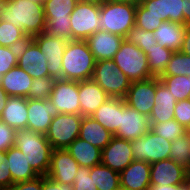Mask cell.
Here are the masks:
<instances>
[{
    "label": "cell",
    "instance_id": "cell-1",
    "mask_svg": "<svg viewBox=\"0 0 190 190\" xmlns=\"http://www.w3.org/2000/svg\"><path fill=\"white\" fill-rule=\"evenodd\" d=\"M0 20L21 29L28 38L45 32L43 4L27 0H5Z\"/></svg>",
    "mask_w": 190,
    "mask_h": 190
},
{
    "label": "cell",
    "instance_id": "cell-2",
    "mask_svg": "<svg viewBox=\"0 0 190 190\" xmlns=\"http://www.w3.org/2000/svg\"><path fill=\"white\" fill-rule=\"evenodd\" d=\"M15 146L39 176H47L53 148L45 134L27 128L16 130Z\"/></svg>",
    "mask_w": 190,
    "mask_h": 190
},
{
    "label": "cell",
    "instance_id": "cell-3",
    "mask_svg": "<svg viewBox=\"0 0 190 190\" xmlns=\"http://www.w3.org/2000/svg\"><path fill=\"white\" fill-rule=\"evenodd\" d=\"M95 63L86 40H69L63 55L62 79L77 82L92 79Z\"/></svg>",
    "mask_w": 190,
    "mask_h": 190
},
{
    "label": "cell",
    "instance_id": "cell-4",
    "mask_svg": "<svg viewBox=\"0 0 190 190\" xmlns=\"http://www.w3.org/2000/svg\"><path fill=\"white\" fill-rule=\"evenodd\" d=\"M137 1L118 0L100 5L101 30L126 38L135 26Z\"/></svg>",
    "mask_w": 190,
    "mask_h": 190
},
{
    "label": "cell",
    "instance_id": "cell-5",
    "mask_svg": "<svg viewBox=\"0 0 190 190\" xmlns=\"http://www.w3.org/2000/svg\"><path fill=\"white\" fill-rule=\"evenodd\" d=\"M112 60L131 82L153 77L149 71L146 54L126 39L123 40Z\"/></svg>",
    "mask_w": 190,
    "mask_h": 190
},
{
    "label": "cell",
    "instance_id": "cell-6",
    "mask_svg": "<svg viewBox=\"0 0 190 190\" xmlns=\"http://www.w3.org/2000/svg\"><path fill=\"white\" fill-rule=\"evenodd\" d=\"M79 0H47L43 4L45 32L55 37L72 40L70 15Z\"/></svg>",
    "mask_w": 190,
    "mask_h": 190
},
{
    "label": "cell",
    "instance_id": "cell-7",
    "mask_svg": "<svg viewBox=\"0 0 190 190\" xmlns=\"http://www.w3.org/2000/svg\"><path fill=\"white\" fill-rule=\"evenodd\" d=\"M92 79L112 98L124 99L131 85L112 59L96 61Z\"/></svg>",
    "mask_w": 190,
    "mask_h": 190
},
{
    "label": "cell",
    "instance_id": "cell-8",
    "mask_svg": "<svg viewBox=\"0 0 190 190\" xmlns=\"http://www.w3.org/2000/svg\"><path fill=\"white\" fill-rule=\"evenodd\" d=\"M82 118L81 114L64 113L53 117L45 134L53 149H66L78 138Z\"/></svg>",
    "mask_w": 190,
    "mask_h": 190
},
{
    "label": "cell",
    "instance_id": "cell-9",
    "mask_svg": "<svg viewBox=\"0 0 190 190\" xmlns=\"http://www.w3.org/2000/svg\"><path fill=\"white\" fill-rule=\"evenodd\" d=\"M100 5L79 0L70 15L72 40H86L101 30Z\"/></svg>",
    "mask_w": 190,
    "mask_h": 190
},
{
    "label": "cell",
    "instance_id": "cell-10",
    "mask_svg": "<svg viewBox=\"0 0 190 190\" xmlns=\"http://www.w3.org/2000/svg\"><path fill=\"white\" fill-rule=\"evenodd\" d=\"M171 141L157 135L151 130L143 137L131 141V151L135 161L154 163L169 159Z\"/></svg>",
    "mask_w": 190,
    "mask_h": 190
},
{
    "label": "cell",
    "instance_id": "cell-11",
    "mask_svg": "<svg viewBox=\"0 0 190 190\" xmlns=\"http://www.w3.org/2000/svg\"><path fill=\"white\" fill-rule=\"evenodd\" d=\"M48 60V77L62 79V61L69 40L43 32L31 37Z\"/></svg>",
    "mask_w": 190,
    "mask_h": 190
},
{
    "label": "cell",
    "instance_id": "cell-12",
    "mask_svg": "<svg viewBox=\"0 0 190 190\" xmlns=\"http://www.w3.org/2000/svg\"><path fill=\"white\" fill-rule=\"evenodd\" d=\"M150 127L149 116L129 107L124 99L120 100V126L114 136L132 141L143 137Z\"/></svg>",
    "mask_w": 190,
    "mask_h": 190
},
{
    "label": "cell",
    "instance_id": "cell-13",
    "mask_svg": "<svg viewBox=\"0 0 190 190\" xmlns=\"http://www.w3.org/2000/svg\"><path fill=\"white\" fill-rule=\"evenodd\" d=\"M79 82L55 79L49 100L59 113L80 114Z\"/></svg>",
    "mask_w": 190,
    "mask_h": 190
},
{
    "label": "cell",
    "instance_id": "cell-14",
    "mask_svg": "<svg viewBox=\"0 0 190 190\" xmlns=\"http://www.w3.org/2000/svg\"><path fill=\"white\" fill-rule=\"evenodd\" d=\"M155 92L156 77L131 82L124 100L129 107L150 116L152 107L154 106Z\"/></svg>",
    "mask_w": 190,
    "mask_h": 190
},
{
    "label": "cell",
    "instance_id": "cell-15",
    "mask_svg": "<svg viewBox=\"0 0 190 190\" xmlns=\"http://www.w3.org/2000/svg\"><path fill=\"white\" fill-rule=\"evenodd\" d=\"M38 45L29 38L18 48L17 66L33 79L48 77V63Z\"/></svg>",
    "mask_w": 190,
    "mask_h": 190
},
{
    "label": "cell",
    "instance_id": "cell-16",
    "mask_svg": "<svg viewBox=\"0 0 190 190\" xmlns=\"http://www.w3.org/2000/svg\"><path fill=\"white\" fill-rule=\"evenodd\" d=\"M136 14H152L163 21L184 24L183 0H140Z\"/></svg>",
    "mask_w": 190,
    "mask_h": 190
},
{
    "label": "cell",
    "instance_id": "cell-17",
    "mask_svg": "<svg viewBox=\"0 0 190 190\" xmlns=\"http://www.w3.org/2000/svg\"><path fill=\"white\" fill-rule=\"evenodd\" d=\"M27 129L46 134L53 117L59 114L51 100L27 98Z\"/></svg>",
    "mask_w": 190,
    "mask_h": 190
},
{
    "label": "cell",
    "instance_id": "cell-18",
    "mask_svg": "<svg viewBox=\"0 0 190 190\" xmlns=\"http://www.w3.org/2000/svg\"><path fill=\"white\" fill-rule=\"evenodd\" d=\"M133 160L131 141L116 136H113L102 150L101 164L118 173L122 172Z\"/></svg>",
    "mask_w": 190,
    "mask_h": 190
},
{
    "label": "cell",
    "instance_id": "cell-19",
    "mask_svg": "<svg viewBox=\"0 0 190 190\" xmlns=\"http://www.w3.org/2000/svg\"><path fill=\"white\" fill-rule=\"evenodd\" d=\"M79 166L67 149H53L47 177L57 183L73 184Z\"/></svg>",
    "mask_w": 190,
    "mask_h": 190
},
{
    "label": "cell",
    "instance_id": "cell-20",
    "mask_svg": "<svg viewBox=\"0 0 190 190\" xmlns=\"http://www.w3.org/2000/svg\"><path fill=\"white\" fill-rule=\"evenodd\" d=\"M150 165V185L186 184L188 172L174 160H161Z\"/></svg>",
    "mask_w": 190,
    "mask_h": 190
},
{
    "label": "cell",
    "instance_id": "cell-21",
    "mask_svg": "<svg viewBox=\"0 0 190 190\" xmlns=\"http://www.w3.org/2000/svg\"><path fill=\"white\" fill-rule=\"evenodd\" d=\"M124 39L122 36L99 30L89 36L86 41L95 61H99L113 59Z\"/></svg>",
    "mask_w": 190,
    "mask_h": 190
},
{
    "label": "cell",
    "instance_id": "cell-22",
    "mask_svg": "<svg viewBox=\"0 0 190 190\" xmlns=\"http://www.w3.org/2000/svg\"><path fill=\"white\" fill-rule=\"evenodd\" d=\"M150 163L133 160L120 172L121 190H148L150 187Z\"/></svg>",
    "mask_w": 190,
    "mask_h": 190
},
{
    "label": "cell",
    "instance_id": "cell-23",
    "mask_svg": "<svg viewBox=\"0 0 190 190\" xmlns=\"http://www.w3.org/2000/svg\"><path fill=\"white\" fill-rule=\"evenodd\" d=\"M111 98L93 79L79 81L80 114L91 116L100 105Z\"/></svg>",
    "mask_w": 190,
    "mask_h": 190
},
{
    "label": "cell",
    "instance_id": "cell-24",
    "mask_svg": "<svg viewBox=\"0 0 190 190\" xmlns=\"http://www.w3.org/2000/svg\"><path fill=\"white\" fill-rule=\"evenodd\" d=\"M177 100L169 89L156 77V92L152 107L150 122H166L174 119V108Z\"/></svg>",
    "mask_w": 190,
    "mask_h": 190
},
{
    "label": "cell",
    "instance_id": "cell-25",
    "mask_svg": "<svg viewBox=\"0 0 190 190\" xmlns=\"http://www.w3.org/2000/svg\"><path fill=\"white\" fill-rule=\"evenodd\" d=\"M32 83L33 78L18 66L13 67L0 77V85L9 97L18 96L28 98Z\"/></svg>",
    "mask_w": 190,
    "mask_h": 190
},
{
    "label": "cell",
    "instance_id": "cell-26",
    "mask_svg": "<svg viewBox=\"0 0 190 190\" xmlns=\"http://www.w3.org/2000/svg\"><path fill=\"white\" fill-rule=\"evenodd\" d=\"M185 32L186 25L178 22L163 21L154 31V35L158 45L175 52L182 47Z\"/></svg>",
    "mask_w": 190,
    "mask_h": 190
},
{
    "label": "cell",
    "instance_id": "cell-27",
    "mask_svg": "<svg viewBox=\"0 0 190 190\" xmlns=\"http://www.w3.org/2000/svg\"><path fill=\"white\" fill-rule=\"evenodd\" d=\"M27 98L11 96L8 98L0 119L10 127L19 130L27 128Z\"/></svg>",
    "mask_w": 190,
    "mask_h": 190
},
{
    "label": "cell",
    "instance_id": "cell-28",
    "mask_svg": "<svg viewBox=\"0 0 190 190\" xmlns=\"http://www.w3.org/2000/svg\"><path fill=\"white\" fill-rule=\"evenodd\" d=\"M7 165L10 169L13 184L35 179L39 175L33 170L28 160L16 146L6 151Z\"/></svg>",
    "mask_w": 190,
    "mask_h": 190
},
{
    "label": "cell",
    "instance_id": "cell-29",
    "mask_svg": "<svg viewBox=\"0 0 190 190\" xmlns=\"http://www.w3.org/2000/svg\"><path fill=\"white\" fill-rule=\"evenodd\" d=\"M113 136V133L104 128L93 117L85 116L82 118L78 136L82 140L103 150Z\"/></svg>",
    "mask_w": 190,
    "mask_h": 190
},
{
    "label": "cell",
    "instance_id": "cell-30",
    "mask_svg": "<svg viewBox=\"0 0 190 190\" xmlns=\"http://www.w3.org/2000/svg\"><path fill=\"white\" fill-rule=\"evenodd\" d=\"M66 149L82 167L92 168L93 166L101 164L102 150L79 137Z\"/></svg>",
    "mask_w": 190,
    "mask_h": 190
},
{
    "label": "cell",
    "instance_id": "cell-31",
    "mask_svg": "<svg viewBox=\"0 0 190 190\" xmlns=\"http://www.w3.org/2000/svg\"><path fill=\"white\" fill-rule=\"evenodd\" d=\"M121 99L122 98H109L91 115V117L113 134L120 126Z\"/></svg>",
    "mask_w": 190,
    "mask_h": 190
},
{
    "label": "cell",
    "instance_id": "cell-32",
    "mask_svg": "<svg viewBox=\"0 0 190 190\" xmlns=\"http://www.w3.org/2000/svg\"><path fill=\"white\" fill-rule=\"evenodd\" d=\"M90 177L98 190H121L120 173L108 166L98 164L90 168Z\"/></svg>",
    "mask_w": 190,
    "mask_h": 190
},
{
    "label": "cell",
    "instance_id": "cell-33",
    "mask_svg": "<svg viewBox=\"0 0 190 190\" xmlns=\"http://www.w3.org/2000/svg\"><path fill=\"white\" fill-rule=\"evenodd\" d=\"M172 54V50L158 44L149 49L146 56L148 59L149 71L153 77H160L164 73L166 65L170 61Z\"/></svg>",
    "mask_w": 190,
    "mask_h": 190
},
{
    "label": "cell",
    "instance_id": "cell-34",
    "mask_svg": "<svg viewBox=\"0 0 190 190\" xmlns=\"http://www.w3.org/2000/svg\"><path fill=\"white\" fill-rule=\"evenodd\" d=\"M169 159L190 172V134L186 132L171 142Z\"/></svg>",
    "mask_w": 190,
    "mask_h": 190
},
{
    "label": "cell",
    "instance_id": "cell-35",
    "mask_svg": "<svg viewBox=\"0 0 190 190\" xmlns=\"http://www.w3.org/2000/svg\"><path fill=\"white\" fill-rule=\"evenodd\" d=\"M28 39L21 29L0 20V46L19 48Z\"/></svg>",
    "mask_w": 190,
    "mask_h": 190
},
{
    "label": "cell",
    "instance_id": "cell-36",
    "mask_svg": "<svg viewBox=\"0 0 190 190\" xmlns=\"http://www.w3.org/2000/svg\"><path fill=\"white\" fill-rule=\"evenodd\" d=\"M160 81L169 89L177 101L189 99L190 76H160Z\"/></svg>",
    "mask_w": 190,
    "mask_h": 190
},
{
    "label": "cell",
    "instance_id": "cell-37",
    "mask_svg": "<svg viewBox=\"0 0 190 190\" xmlns=\"http://www.w3.org/2000/svg\"><path fill=\"white\" fill-rule=\"evenodd\" d=\"M150 130L168 141H174L186 133V128L172 119L164 122H150Z\"/></svg>",
    "mask_w": 190,
    "mask_h": 190
},
{
    "label": "cell",
    "instance_id": "cell-38",
    "mask_svg": "<svg viewBox=\"0 0 190 190\" xmlns=\"http://www.w3.org/2000/svg\"><path fill=\"white\" fill-rule=\"evenodd\" d=\"M190 76V56L175 51L167 63L164 73L161 76Z\"/></svg>",
    "mask_w": 190,
    "mask_h": 190
},
{
    "label": "cell",
    "instance_id": "cell-39",
    "mask_svg": "<svg viewBox=\"0 0 190 190\" xmlns=\"http://www.w3.org/2000/svg\"><path fill=\"white\" fill-rule=\"evenodd\" d=\"M125 39L139 47L145 54L149 52V49L158 43L154 32L145 31L137 26H134L129 31Z\"/></svg>",
    "mask_w": 190,
    "mask_h": 190
},
{
    "label": "cell",
    "instance_id": "cell-40",
    "mask_svg": "<svg viewBox=\"0 0 190 190\" xmlns=\"http://www.w3.org/2000/svg\"><path fill=\"white\" fill-rule=\"evenodd\" d=\"M54 81L55 79L53 77L33 79V83L31 84V88L29 89L28 98L38 100L49 99Z\"/></svg>",
    "mask_w": 190,
    "mask_h": 190
},
{
    "label": "cell",
    "instance_id": "cell-41",
    "mask_svg": "<svg viewBox=\"0 0 190 190\" xmlns=\"http://www.w3.org/2000/svg\"><path fill=\"white\" fill-rule=\"evenodd\" d=\"M18 48L0 46V77L17 66Z\"/></svg>",
    "mask_w": 190,
    "mask_h": 190
},
{
    "label": "cell",
    "instance_id": "cell-42",
    "mask_svg": "<svg viewBox=\"0 0 190 190\" xmlns=\"http://www.w3.org/2000/svg\"><path fill=\"white\" fill-rule=\"evenodd\" d=\"M73 190H98L90 177V168L79 166L73 181Z\"/></svg>",
    "mask_w": 190,
    "mask_h": 190
},
{
    "label": "cell",
    "instance_id": "cell-43",
    "mask_svg": "<svg viewBox=\"0 0 190 190\" xmlns=\"http://www.w3.org/2000/svg\"><path fill=\"white\" fill-rule=\"evenodd\" d=\"M16 129L10 127L0 119V151L6 152L15 146Z\"/></svg>",
    "mask_w": 190,
    "mask_h": 190
},
{
    "label": "cell",
    "instance_id": "cell-44",
    "mask_svg": "<svg viewBox=\"0 0 190 190\" xmlns=\"http://www.w3.org/2000/svg\"><path fill=\"white\" fill-rule=\"evenodd\" d=\"M174 120L187 128L190 124V101L184 99L177 101L174 108Z\"/></svg>",
    "mask_w": 190,
    "mask_h": 190
},
{
    "label": "cell",
    "instance_id": "cell-45",
    "mask_svg": "<svg viewBox=\"0 0 190 190\" xmlns=\"http://www.w3.org/2000/svg\"><path fill=\"white\" fill-rule=\"evenodd\" d=\"M162 21L152 14H136L135 26L145 30L154 32Z\"/></svg>",
    "mask_w": 190,
    "mask_h": 190
},
{
    "label": "cell",
    "instance_id": "cell-46",
    "mask_svg": "<svg viewBox=\"0 0 190 190\" xmlns=\"http://www.w3.org/2000/svg\"><path fill=\"white\" fill-rule=\"evenodd\" d=\"M12 185L13 180L7 165L6 152L0 151V189L6 190Z\"/></svg>",
    "mask_w": 190,
    "mask_h": 190
},
{
    "label": "cell",
    "instance_id": "cell-47",
    "mask_svg": "<svg viewBox=\"0 0 190 190\" xmlns=\"http://www.w3.org/2000/svg\"><path fill=\"white\" fill-rule=\"evenodd\" d=\"M6 190H42V176H38L29 181L14 183Z\"/></svg>",
    "mask_w": 190,
    "mask_h": 190
},
{
    "label": "cell",
    "instance_id": "cell-48",
    "mask_svg": "<svg viewBox=\"0 0 190 190\" xmlns=\"http://www.w3.org/2000/svg\"><path fill=\"white\" fill-rule=\"evenodd\" d=\"M42 190H73V184L57 183L47 176H42Z\"/></svg>",
    "mask_w": 190,
    "mask_h": 190
},
{
    "label": "cell",
    "instance_id": "cell-49",
    "mask_svg": "<svg viewBox=\"0 0 190 190\" xmlns=\"http://www.w3.org/2000/svg\"><path fill=\"white\" fill-rule=\"evenodd\" d=\"M148 190H189L187 184L179 185H150Z\"/></svg>",
    "mask_w": 190,
    "mask_h": 190
},
{
    "label": "cell",
    "instance_id": "cell-50",
    "mask_svg": "<svg viewBox=\"0 0 190 190\" xmlns=\"http://www.w3.org/2000/svg\"><path fill=\"white\" fill-rule=\"evenodd\" d=\"M179 51L190 56V25L186 26L184 40Z\"/></svg>",
    "mask_w": 190,
    "mask_h": 190
},
{
    "label": "cell",
    "instance_id": "cell-51",
    "mask_svg": "<svg viewBox=\"0 0 190 190\" xmlns=\"http://www.w3.org/2000/svg\"><path fill=\"white\" fill-rule=\"evenodd\" d=\"M184 25H190V0H183Z\"/></svg>",
    "mask_w": 190,
    "mask_h": 190
},
{
    "label": "cell",
    "instance_id": "cell-52",
    "mask_svg": "<svg viewBox=\"0 0 190 190\" xmlns=\"http://www.w3.org/2000/svg\"><path fill=\"white\" fill-rule=\"evenodd\" d=\"M8 98H9L8 94L4 91V89L0 85V117L2 115L3 109L5 108Z\"/></svg>",
    "mask_w": 190,
    "mask_h": 190
},
{
    "label": "cell",
    "instance_id": "cell-53",
    "mask_svg": "<svg viewBox=\"0 0 190 190\" xmlns=\"http://www.w3.org/2000/svg\"><path fill=\"white\" fill-rule=\"evenodd\" d=\"M88 3H93V4H97V5H103L107 2H109L110 0H82Z\"/></svg>",
    "mask_w": 190,
    "mask_h": 190
},
{
    "label": "cell",
    "instance_id": "cell-54",
    "mask_svg": "<svg viewBox=\"0 0 190 190\" xmlns=\"http://www.w3.org/2000/svg\"><path fill=\"white\" fill-rule=\"evenodd\" d=\"M186 184L190 190V172L187 174V178H186Z\"/></svg>",
    "mask_w": 190,
    "mask_h": 190
},
{
    "label": "cell",
    "instance_id": "cell-55",
    "mask_svg": "<svg viewBox=\"0 0 190 190\" xmlns=\"http://www.w3.org/2000/svg\"><path fill=\"white\" fill-rule=\"evenodd\" d=\"M29 1H31V2H40V3L44 4L47 0H29Z\"/></svg>",
    "mask_w": 190,
    "mask_h": 190
},
{
    "label": "cell",
    "instance_id": "cell-56",
    "mask_svg": "<svg viewBox=\"0 0 190 190\" xmlns=\"http://www.w3.org/2000/svg\"><path fill=\"white\" fill-rule=\"evenodd\" d=\"M5 0H0V12L2 11Z\"/></svg>",
    "mask_w": 190,
    "mask_h": 190
},
{
    "label": "cell",
    "instance_id": "cell-57",
    "mask_svg": "<svg viewBox=\"0 0 190 190\" xmlns=\"http://www.w3.org/2000/svg\"><path fill=\"white\" fill-rule=\"evenodd\" d=\"M186 132H187V133H190V124H189V126L186 128Z\"/></svg>",
    "mask_w": 190,
    "mask_h": 190
}]
</instances>
